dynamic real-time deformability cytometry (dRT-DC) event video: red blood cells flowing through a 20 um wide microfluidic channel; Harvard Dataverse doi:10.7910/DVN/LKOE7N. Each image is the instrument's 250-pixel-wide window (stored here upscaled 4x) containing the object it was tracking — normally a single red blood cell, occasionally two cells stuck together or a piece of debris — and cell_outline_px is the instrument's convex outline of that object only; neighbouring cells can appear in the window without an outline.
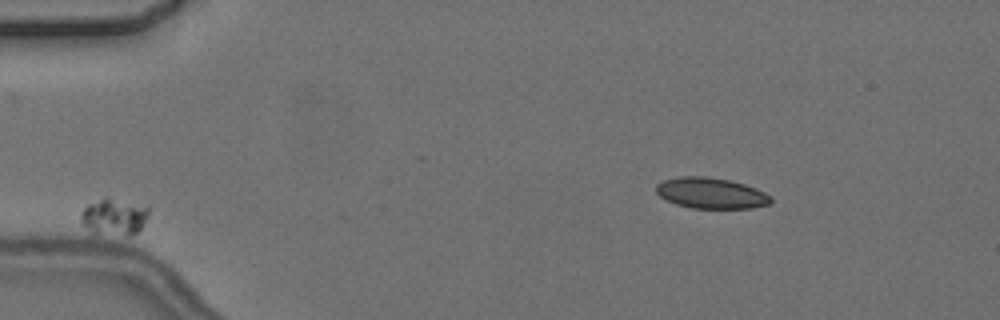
{"species": "common noctule bat (a hibernating species)", "species_latin": "Nyctalus noctula", "temperature_condition": "cold", "stored_images_in_passage": 8, "camera_frame_rate_fps": 3000, "um_per_image_px": 0.085, "animal": {"sex": "female", "body_mass_g": 24.6, "forearm_length_mm": 56.2}, "frame": {"image": 1, "passage_image": 2, "time_ms": 1.667, "image_size_px": [1000, 320], "cell_outline_px": [[148, 216], [140, 228], [136, 232], [128, 236], [92, 236], [80, 220], [80, 212], [88, 204], [104, 196], [108, 196], [148, 204]], "centroid_in_image_um": [9.67, 18.43], "position_along_channel_um": 75.3, "area_um2": 15.55}}
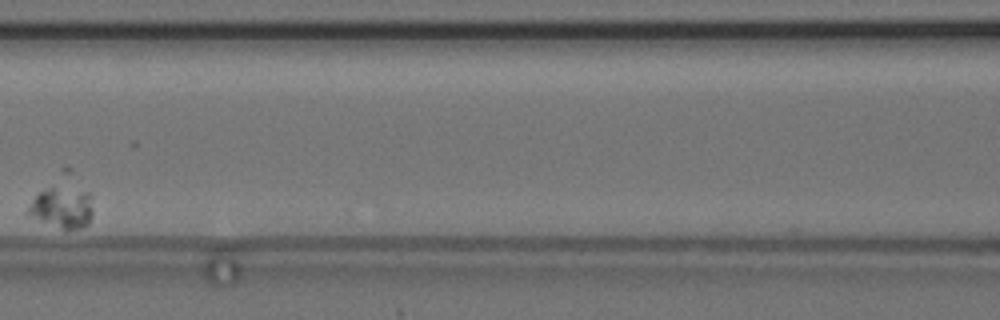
{"frame": {"image": 2, "passage_image": 4, "time_ms": 5.0, "image_size_px": [1000, 320], "cell_outline_px": [[92, 216], [88, 224], [84, 228], [68, 232], [28, 216], [24, 212], [32, 200], [40, 192], [48, 188], [52, 188], [88, 192], [92, 196]], "centroid_in_image_um": [5.27, 17.74], "position_along_channel_um": 161.3, "area_um2": 15.72}}